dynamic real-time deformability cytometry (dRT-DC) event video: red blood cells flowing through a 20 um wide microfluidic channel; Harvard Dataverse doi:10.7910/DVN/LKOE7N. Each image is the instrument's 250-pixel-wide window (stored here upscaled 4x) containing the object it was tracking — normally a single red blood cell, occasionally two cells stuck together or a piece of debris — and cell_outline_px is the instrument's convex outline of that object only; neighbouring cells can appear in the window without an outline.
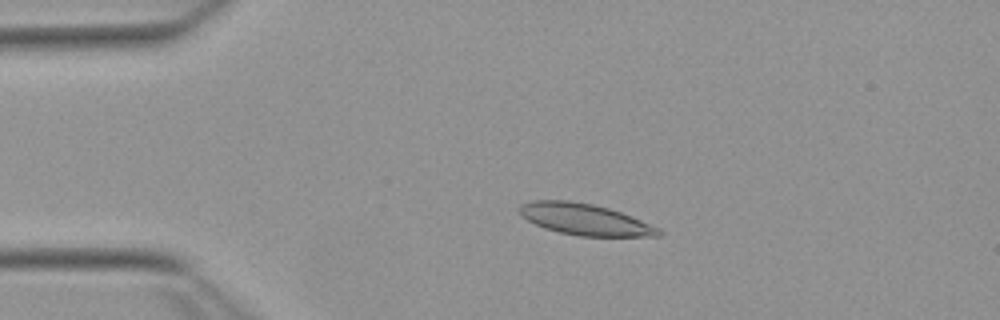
{"species": "Egyptian fruit bat (a non-hibernating species)", "species_latin": "Rousettus aegyptiacus", "temperature_condition": "warm", "stored_images_in_passage": 52, "camera_frame_rate_fps": 3000, "um_per_image_px": 0.085, "animal": {"sex": "female"}, "frame": {"image": 1, "passage_image": 10, "time_ms": 3.0, "image_size_px": [1000, 320], "cell_outline_px": [[664, 232], [660, 236], [580, 236], [560, 232], [544, 228], [520, 216], [516, 208], [520, 204], [532, 200], [568, 200], [592, 204], [608, 208], [620, 212], [660, 228]], "centroid_in_image_um": [49.67, 18.64], "position_along_channel_um": 35.3, "area_um2": 25.43}}
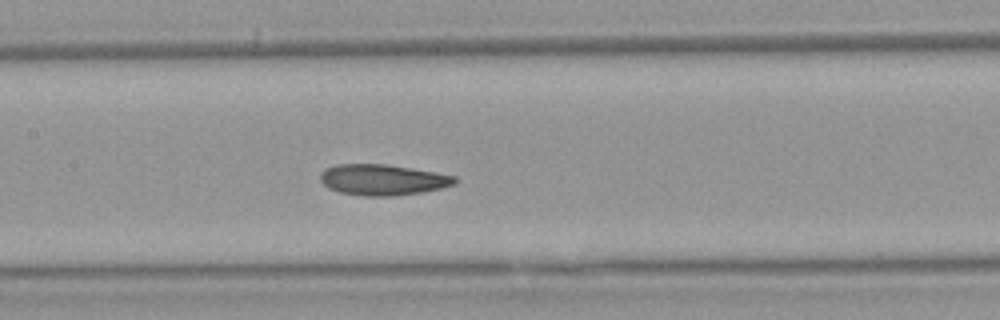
{"frame": {"image": 2, "passage_image": 24, "time_ms": 7.667, "image_size_px": [1000, 320], "cell_outline_px": [[456, 184], [424, 192], [396, 196], [364, 196], [340, 192], [328, 188], [320, 180], [320, 172], [324, 168], [336, 164], [384, 164], [436, 172], [456, 176]], "centroid_in_image_um": [32.51, 15.28], "position_along_channel_um": 174.9, "area_um2": 24.33}}
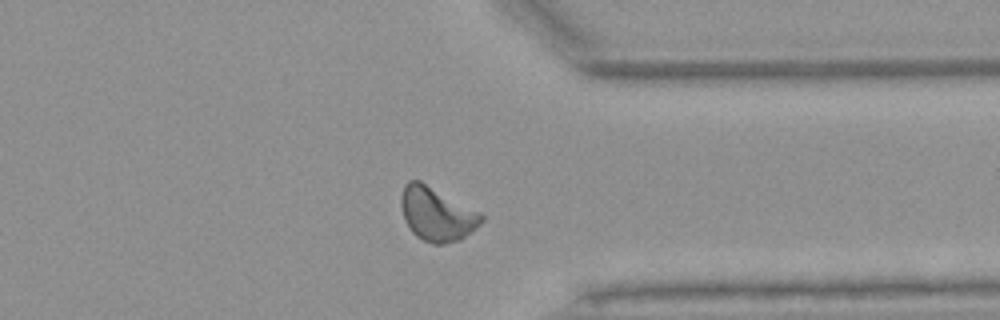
{"frame": {"image": 3, "passage_image": 40, "time_ms": 13.0, "image_size_px": [1000, 320], "cell_outline_px": [[484, 220], [480, 224], [460, 240], [444, 244], [432, 244], [416, 236], [412, 232], [404, 220], [400, 204], [400, 196], [404, 184], [408, 180], [420, 180], [480, 212], [484, 216]], "centroid_in_image_um": [37.1, 18.18], "position_along_channel_um": 374.3, "area_um2": 25.26}, "authors_computed_cell_mechanics": {"area_um2": 24.1893, "velocity_mm_per_s": 3.828, "shape_relaxation_time_tau1_ms": 8.9876, "shape_relaxation_time_tau2_ms": 3.6572, "deformation_change_tau1": 0.1945, "deformation_change_tau2": 0.1157}}